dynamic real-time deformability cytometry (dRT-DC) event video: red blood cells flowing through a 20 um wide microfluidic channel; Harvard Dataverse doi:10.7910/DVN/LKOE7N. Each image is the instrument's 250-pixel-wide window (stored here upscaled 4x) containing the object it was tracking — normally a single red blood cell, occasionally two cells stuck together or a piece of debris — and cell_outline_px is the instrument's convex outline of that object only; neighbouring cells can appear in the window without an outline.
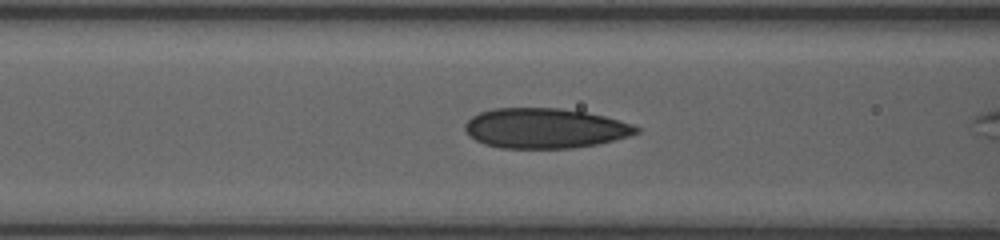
{"species": "human", "species_latin": "Homo sapiens", "temperature_condition": "room temperature", "stored_images_in_passage": 28, "camera_frame_rate_fps": 3000, "um_per_image_px": 0.085, "donor": {"sex": "female"}, "frame": {"image": 1, "passage_image": 19, "time_ms": 4.333, "image_size_px": [1000, 240], "cell_outline_px": [[640, 132], [628, 136], [596, 144], [572, 148], [500, 148], [484, 144], [476, 140], [464, 128], [468, 120], [472, 116], [480, 112], [496, 108], [560, 108], [584, 112], [604, 116], [632, 124], [640, 128]], "centroid_in_image_um": [46.32, 10.9], "position_along_channel_um": 120.3, "area_um2": 39.65}}